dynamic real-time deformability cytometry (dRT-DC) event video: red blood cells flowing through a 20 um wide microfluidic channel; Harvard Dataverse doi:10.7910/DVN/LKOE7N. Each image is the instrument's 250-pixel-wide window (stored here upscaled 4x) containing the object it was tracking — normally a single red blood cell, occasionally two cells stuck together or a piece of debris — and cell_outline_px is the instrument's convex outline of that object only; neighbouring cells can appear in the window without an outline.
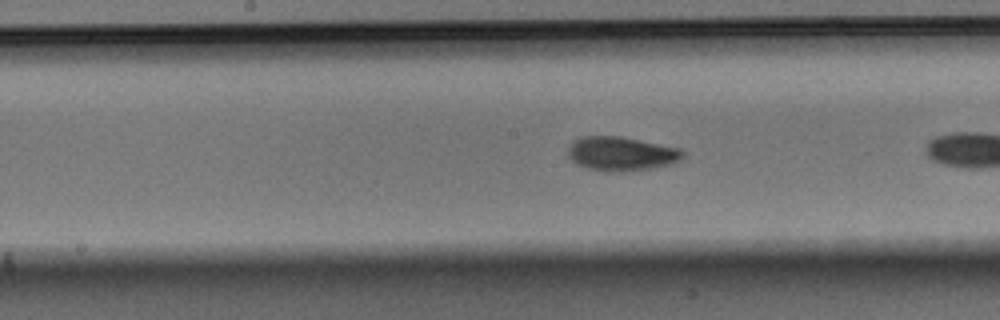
{"species": "Egyptian fruit bat (a non-hibernating species)", "species_latin": "Rousettus aegyptiacus", "temperature_condition": "warm", "stored_images_in_passage": 26, "camera_frame_rate_fps": 3000, "um_per_image_px": 0.085, "animal": {"sex": "male"}, "frame": {"image": 1, "passage_image": 12, "time_ms": 3.667, "image_size_px": [1000, 320], "cell_outline_px": [[684, 156], [680, 160], [672, 164], [652, 168], [620, 172], [604, 172], [588, 168], [576, 164], [568, 156], [568, 148], [576, 140], [584, 136], [620, 136], [680, 148], [684, 152]], "centroid_in_image_um": [52.83, 13.08], "position_along_channel_um": 195.4, "area_um2": 22.83}}
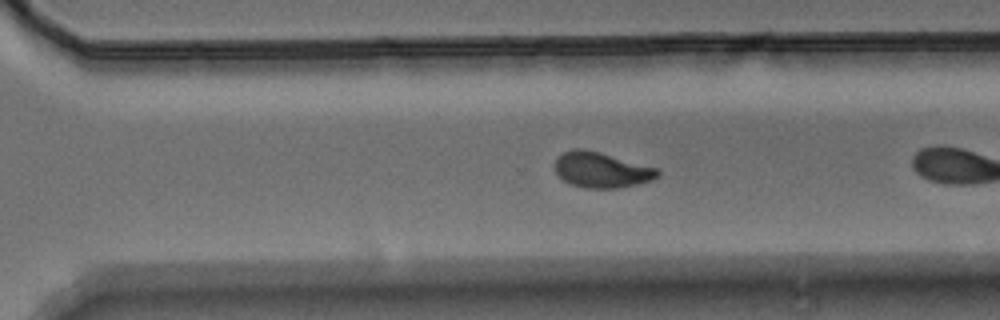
{"frame": {"image": 2, "passage_image": 22, "time_ms": 7.0, "image_size_px": [1000, 320], "cell_outline_px": [[660, 176], [652, 180], [636, 184], [616, 188], [588, 188], [572, 184], [564, 180], [556, 172], [556, 160], [564, 152], [576, 148], [584, 148], [600, 152], [660, 168]], "centroid_in_image_um": [51.19, 14.43], "position_along_channel_um": 319.4, "area_um2": 21.15}}